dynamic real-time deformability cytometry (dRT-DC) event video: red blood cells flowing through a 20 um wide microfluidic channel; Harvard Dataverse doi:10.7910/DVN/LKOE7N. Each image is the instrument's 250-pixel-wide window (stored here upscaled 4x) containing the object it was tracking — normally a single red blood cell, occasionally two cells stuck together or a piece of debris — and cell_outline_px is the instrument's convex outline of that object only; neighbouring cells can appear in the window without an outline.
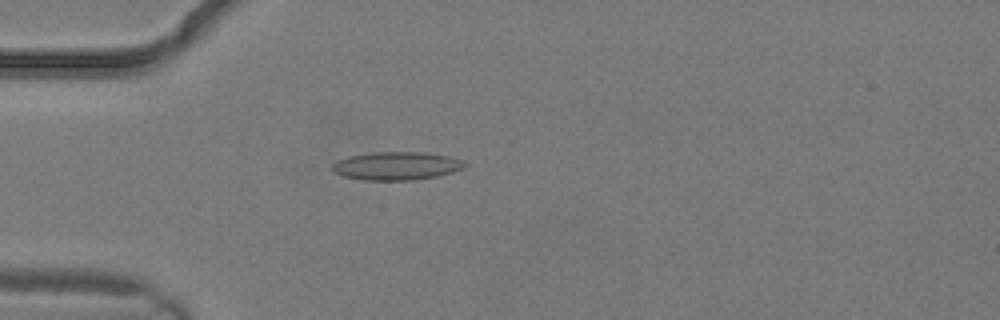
{"species": "common noctule bat (a hibernating species)", "species_latin": "Nyctalus noctula", "temperature_condition": "warm", "stored_images_in_passage": 14, "camera_frame_rate_fps": 3000, "um_per_image_px": 0.085, "animal": {"sex": "male", "body_mass_g": 19.2, "forearm_length_mm": 51.8}, "frame": {"image": 1, "passage_image": 2, "time_ms": 0.333, "image_size_px": [1000, 320], "cell_outline_px": [[468, 164], [464, 168], [452, 172], [436, 176], [416, 180], [364, 180], [344, 176], [336, 172], [332, 168], [332, 164], [336, 160], [348, 156], [372, 152], [424, 152], [448, 156], [460, 160]], "centroid_in_image_um": [33.7, 14.09], "position_along_channel_um": 51.3, "area_um2": 21.73}}
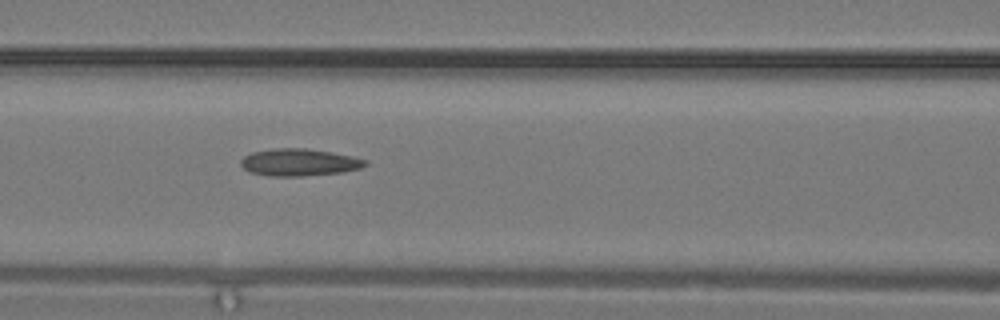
{"frame": {"image": 2, "passage_image": 6, "time_ms": 1.667, "image_size_px": [1000, 320], "cell_outline_px": [[368, 164], [360, 168], [340, 172], [304, 176], [268, 176], [248, 172], [240, 164], [240, 160], [244, 156], [252, 152], [276, 148], [304, 148], [332, 152], [352, 156], [368, 160]], "centroid_in_image_um": [25.41, 13.8], "position_along_channel_um": 141.2, "area_um2": 19.77}}
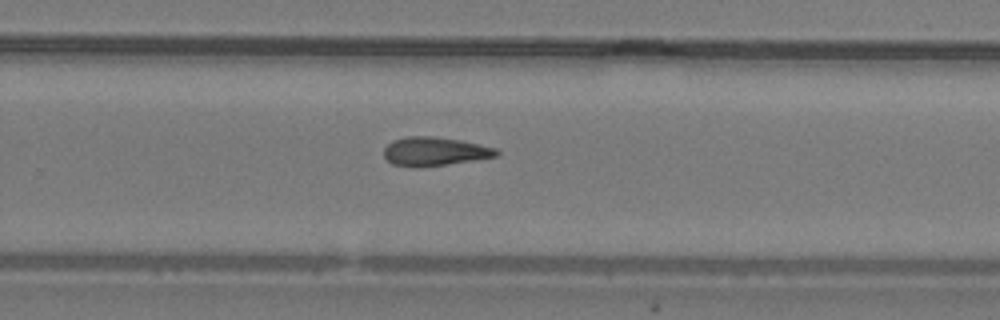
{"frame": {"image": 3, "passage_image": 12, "time_ms": 3.667, "image_size_px": [1000, 320], "cell_outline_px": [[500, 152], [496, 156], [472, 160], [420, 168], [412, 168], [392, 164], [384, 156], [384, 148], [392, 140], [408, 136], [432, 136], [460, 140], [480, 144], [496, 148]], "centroid_in_image_um": [36.91, 12.87], "position_along_channel_um": 292.9, "area_um2": 18.9}}